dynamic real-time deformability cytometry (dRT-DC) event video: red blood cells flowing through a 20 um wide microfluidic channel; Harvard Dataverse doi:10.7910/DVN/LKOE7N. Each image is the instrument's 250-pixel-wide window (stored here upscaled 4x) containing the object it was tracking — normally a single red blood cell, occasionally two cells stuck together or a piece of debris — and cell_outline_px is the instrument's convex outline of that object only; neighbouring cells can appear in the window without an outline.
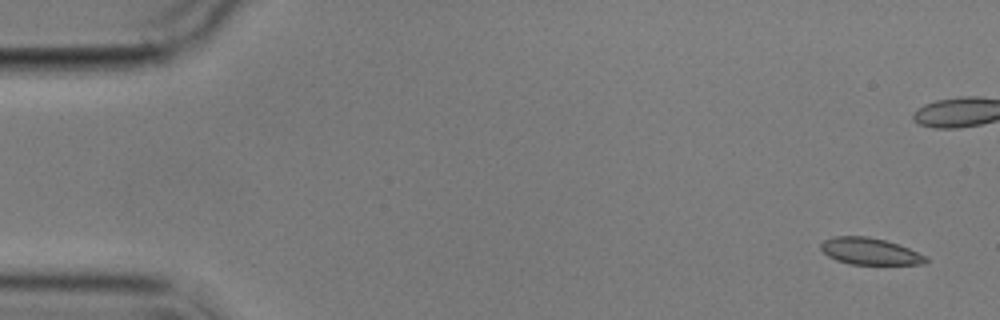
{"species": "common noctule bat (a hibernating species)", "species_latin": "Nyctalus noctula", "temperature_condition": "cold", "stored_images_in_passage": 6, "camera_frame_rate_fps": 3000, "um_per_image_px": 0.085, "animal": {"sex": "male", "body_mass_g": 17.9}, "frame": {"image": 1, "passage_image": 1, "time_ms": 0.0, "image_size_px": [1000, 320], "cell_outline_px": [[928, 260], [924, 264], [848, 264], [836, 260], [828, 256], [820, 248], [820, 244], [824, 240], [832, 236], [868, 236], [884, 240], [908, 248], [924, 256]], "centroid_in_image_um": [73.87, 21.36], "position_along_channel_um": 11.1, "area_um2": 16.18}}
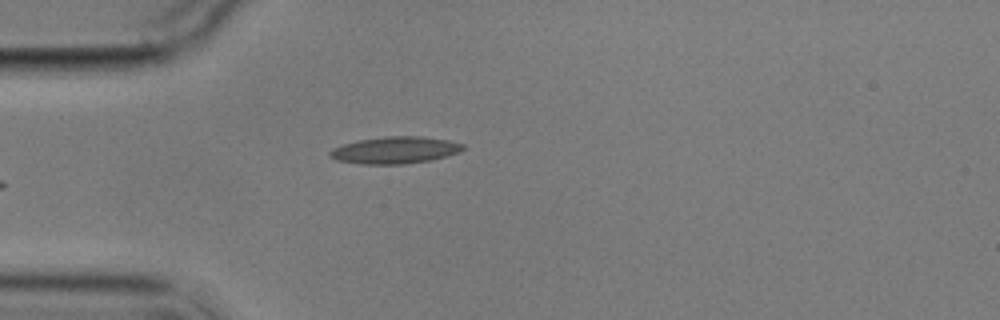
{"frame": {"image": 2, "passage_image": 6, "time_ms": 5.667, "image_size_px": [1000, 320], "cell_outline_px": [[464, 148], [456, 152], [432, 160], [404, 164], [360, 164], [336, 160], [328, 156], [328, 152], [332, 148], [344, 144], [360, 140], [384, 136], [420, 136], [448, 140], [464, 144]], "centroid_in_image_um": [33.53, 12.76], "position_along_channel_um": 51.5, "area_um2": 20.81}}